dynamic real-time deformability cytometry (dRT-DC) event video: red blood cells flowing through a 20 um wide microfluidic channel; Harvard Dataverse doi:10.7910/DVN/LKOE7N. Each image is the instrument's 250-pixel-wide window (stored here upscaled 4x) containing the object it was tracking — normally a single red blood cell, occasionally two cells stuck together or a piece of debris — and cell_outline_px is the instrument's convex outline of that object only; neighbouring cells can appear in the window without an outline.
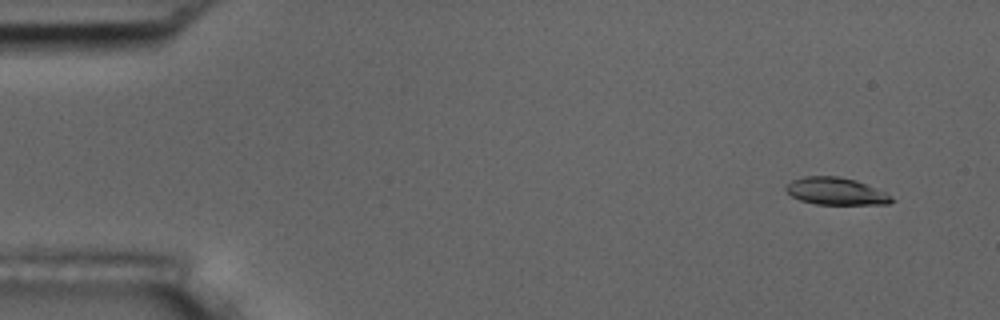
{"species": "common noctule bat (a hibernating species)", "species_latin": "Nyctalus noctula", "temperature_condition": "room temperature", "stored_images_in_passage": 52, "camera_frame_rate_fps": 3000, "um_per_image_px": 0.085, "animal": {"sex": "male", "body_mass_g": 17.5, "forearm_length_mm": 52.3}, "frame": {"image": 1, "passage_image": 1, "time_ms": 0.0, "image_size_px": [1000, 320], "cell_outline_px": [[896, 200], [888, 204], [816, 204], [800, 200], [792, 196], [784, 188], [792, 180], [804, 176], [840, 176], [856, 180], [884, 192]], "centroid_in_image_um": [71.04, 16.25], "position_along_channel_um": 14.0, "area_um2": 16.65}}
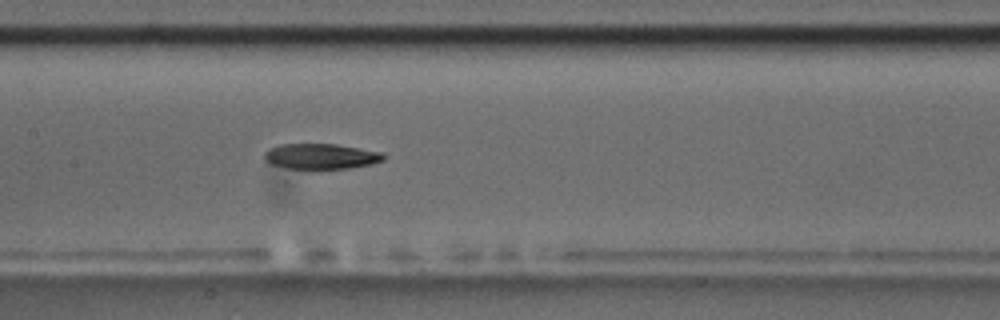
{"frame": {"image": 2, "passage_image": 24, "time_ms": 7.667, "image_size_px": [1000, 320], "cell_outline_px": [[384, 160], [372, 164], [348, 168], [288, 168], [268, 164], [264, 160], [264, 152], [268, 148], [280, 144], [336, 144], [380, 152], [384, 156]], "centroid_in_image_um": [27.21, 13.28], "position_along_channel_um": 180.2, "area_um2": 17.57}}
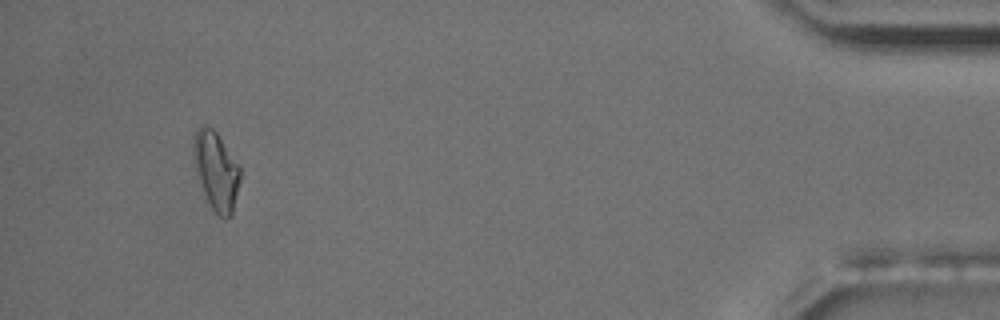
{"frame": {"image": 3, "passage_image": 49, "time_ms": 16.0, "image_size_px": [1000, 320], "cell_outline_px": [[240, 180], [232, 216], [224, 220], [212, 208], [204, 192], [196, 168], [192, 152], [192, 144], [196, 128], [200, 124], [204, 124], [212, 128], [216, 132], [240, 164]], "centroid_in_image_um": [18.39, 14.47], "position_along_channel_um": 416.8, "area_um2": 21.33}, "authors_computed_cell_mechanics": {"area_um2": 18.7561, "velocity_mm_per_s": 3.6691, "shape_relaxation_time_tau1_ms": 7.1063, "shape_relaxation_time_tau2_ms": null, "deformation_change_tau1": 0.1875, "deformation_change_tau2": null}}